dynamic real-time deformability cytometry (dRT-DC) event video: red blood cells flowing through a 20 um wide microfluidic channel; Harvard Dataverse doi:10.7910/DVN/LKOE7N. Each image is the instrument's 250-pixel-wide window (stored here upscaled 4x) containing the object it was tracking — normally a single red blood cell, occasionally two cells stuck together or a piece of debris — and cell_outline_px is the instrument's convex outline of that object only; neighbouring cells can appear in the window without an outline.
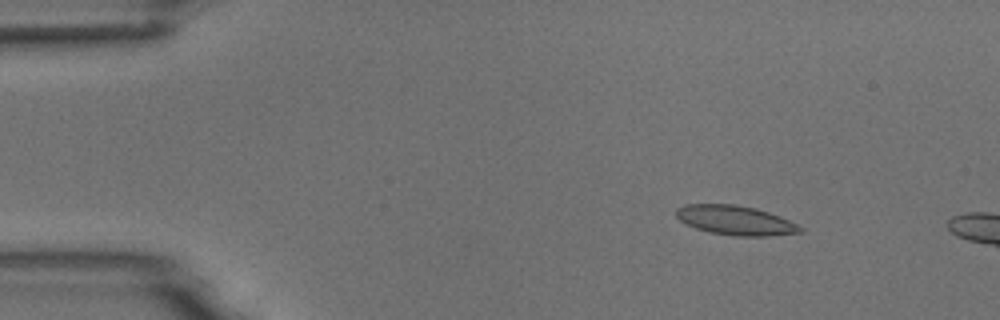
{"species": "common noctule bat (a hibernating species)", "species_latin": "Nyctalus noctula", "temperature_condition": "room temperature", "stored_images_in_passage": 5, "camera_frame_rate_fps": 3000, "um_per_image_px": 0.085, "animal": {"sex": "male", "body_mass_g": 18.8}, "frame": {"image": 1, "passage_image": 3, "time_ms": 2.333, "image_size_px": [1000, 320], "cell_outline_px": [[804, 232], [768, 236], [736, 236], [712, 232], [696, 228], [680, 220], [676, 216], [676, 208], [684, 204], [736, 204], [756, 208], [780, 216], [804, 228]], "centroid_in_image_um": [62.53, 18.72], "position_along_channel_um": 22.5, "area_um2": 21.21}}